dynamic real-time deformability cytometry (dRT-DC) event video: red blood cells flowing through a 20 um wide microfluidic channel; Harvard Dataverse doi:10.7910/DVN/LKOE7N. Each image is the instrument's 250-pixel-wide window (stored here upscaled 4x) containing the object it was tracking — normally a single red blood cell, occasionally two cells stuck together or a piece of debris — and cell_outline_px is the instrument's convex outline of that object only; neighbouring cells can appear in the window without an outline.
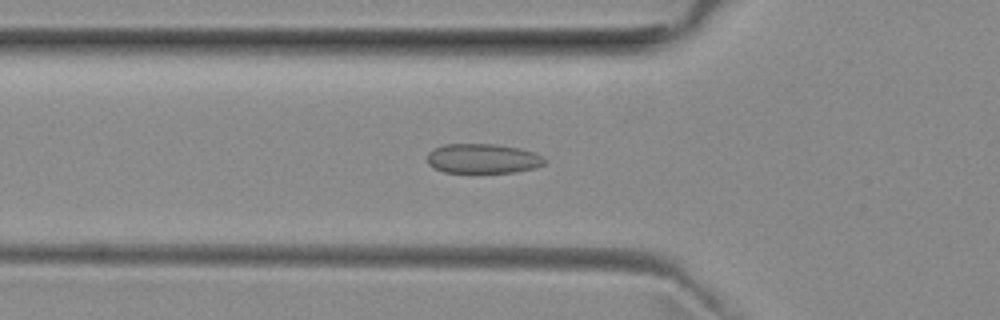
{"species": "common noctule bat (a hibernating species)", "species_latin": "Nyctalus noctula", "temperature_condition": "room temperature", "stored_images_in_passage": 31, "camera_frame_rate_fps": 3000, "um_per_image_px": 0.085, "animal": {"sex": "female", "body_mass_g": 29.2, "forearm_length_mm": 56.3}, "frame": {"image": 1, "passage_image": 3, "time_ms": 0.667, "image_size_px": [1000, 320], "cell_outline_px": [[544, 164], [532, 168], [512, 172], [444, 172], [428, 164], [428, 152], [432, 148], [444, 144], [496, 144], [520, 148], [532, 152], [540, 156], [544, 160]], "centroid_in_image_um": [40.98, 13.46], "position_along_channel_um": 84.8, "area_um2": 20.0}}
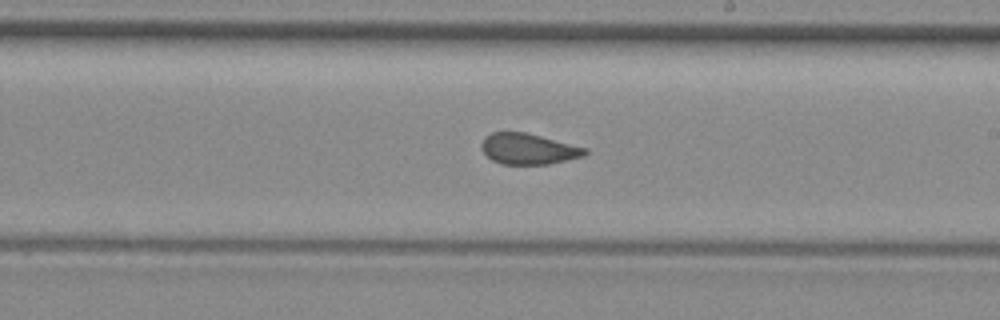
{"frame": {"image": 2, "passage_image": 15, "time_ms": 4.667, "image_size_px": [1000, 320], "cell_outline_px": [[588, 152], [584, 156], [548, 164], [500, 164], [492, 160], [484, 152], [480, 144], [484, 136], [492, 132], [524, 132], [588, 148]], "centroid_in_image_um": [44.9, 12.65], "position_along_channel_um": 244.1, "area_um2": 18.55}}
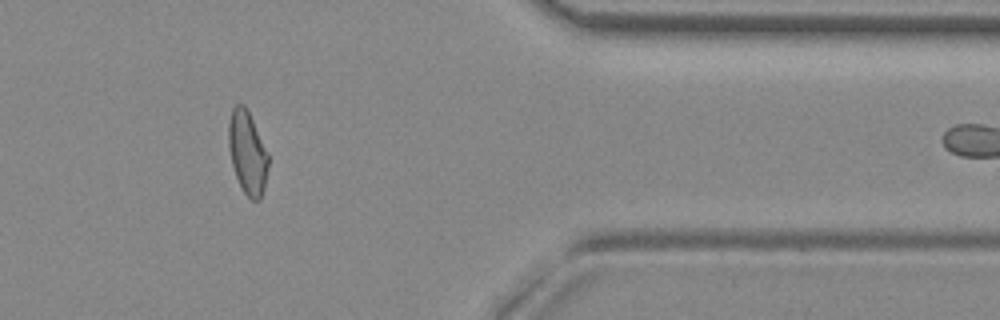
{"frame": {"image": 3, "passage_image": 28, "time_ms": 9.0, "image_size_px": [1000, 320], "cell_outline_px": [[268, 168], [264, 188], [260, 200], [252, 200], [244, 192], [236, 176], [232, 164], [228, 144], [228, 124], [232, 108], [236, 104], [244, 104], [268, 152]], "centroid_in_image_um": [21.03, 12.97], "position_along_channel_um": 390.4, "area_um2": 19.02}, "authors_computed_cell_mechanics": {"area_um2": 19.4208, "velocity_mm_per_s": 3.9832, "shape_relaxation_time_tau1_ms": null, "shape_relaxation_time_tau2_ms": 1.1076, "deformation_change_tau1": null, "deformation_change_tau2": 0.0809}}